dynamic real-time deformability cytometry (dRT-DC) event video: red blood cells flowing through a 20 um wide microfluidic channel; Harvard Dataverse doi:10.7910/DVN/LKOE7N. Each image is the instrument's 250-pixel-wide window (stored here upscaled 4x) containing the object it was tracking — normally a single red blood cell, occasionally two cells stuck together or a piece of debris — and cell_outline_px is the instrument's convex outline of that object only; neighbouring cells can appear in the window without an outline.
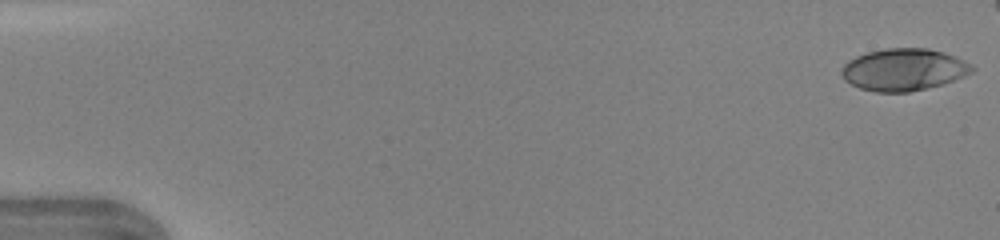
{"species": "human", "species_latin": "Homo sapiens", "temperature_condition": "warm", "stored_images_in_passage": 43, "camera_frame_rate_fps": 3000, "um_per_image_px": 0.085, "donor": {"sex": "female"}, "frame": {"image": 1, "passage_image": 1, "time_ms": 0.0, "image_size_px": [1000, 240], "cell_outline_px": [[976, 68], [972, 72], [964, 76], [944, 84], [928, 88], [908, 92], [876, 92], [860, 88], [844, 80], [840, 72], [844, 64], [848, 60], [856, 56], [868, 52], [884, 48], [928, 48], [944, 52]], "centroid_in_image_um": [76.78, 5.92], "position_along_channel_um": 8.2, "area_um2": 31.91}}
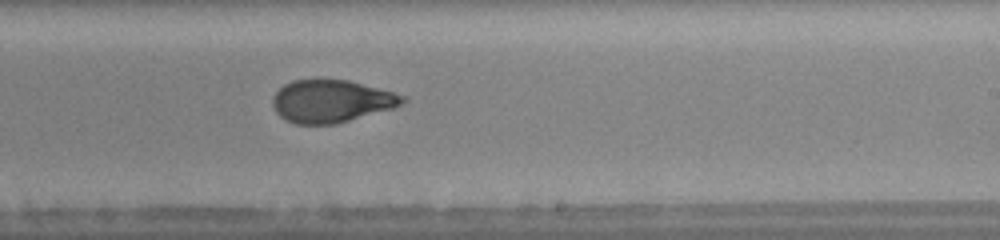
{"frame": {"image": 2, "passage_image": 29, "time_ms": 9.333, "image_size_px": [1000, 240], "cell_outline_px": [[408, 100], [392, 108], [336, 124], [296, 124], [284, 120], [276, 112], [272, 104], [272, 96], [284, 84], [292, 80], [316, 76], [348, 80], [392, 92], [404, 96]], "centroid_in_image_um": [28.09, 8.56], "position_along_channel_um": 260.9, "area_um2": 32.77}}
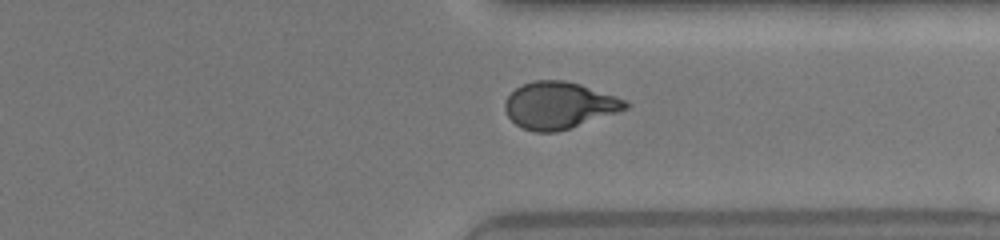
{"frame": {"image": 3, "passage_image": 36, "time_ms": 11.667, "image_size_px": [1000, 240], "cell_outline_px": [[632, 104], [628, 108], [556, 132], [536, 132], [524, 128], [516, 124], [508, 116], [504, 108], [504, 104], [508, 96], [516, 88], [532, 80], [564, 80], [580, 84], [628, 100]], "centroid_in_image_um": [47.53, 8.93], "position_along_channel_um": 363.9, "area_um2": 32.54}}